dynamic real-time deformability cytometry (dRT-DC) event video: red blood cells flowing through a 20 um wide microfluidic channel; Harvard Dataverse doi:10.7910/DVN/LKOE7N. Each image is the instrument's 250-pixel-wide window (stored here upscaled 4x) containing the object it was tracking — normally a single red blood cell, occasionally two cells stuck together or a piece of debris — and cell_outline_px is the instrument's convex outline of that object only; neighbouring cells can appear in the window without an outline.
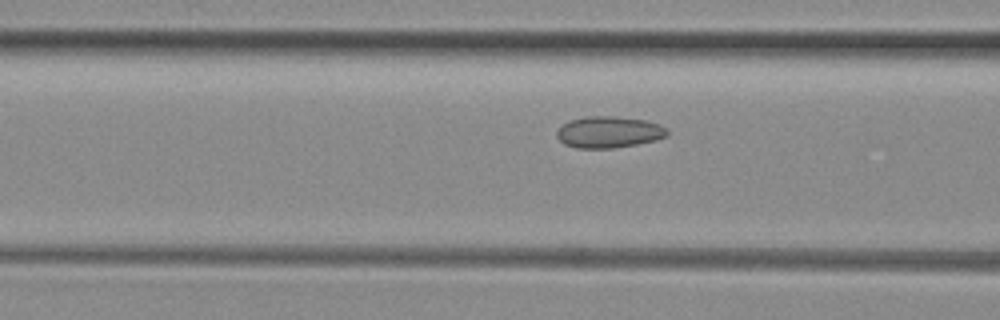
{"species": "common noctule bat (a hibernating species)", "species_latin": "Nyctalus noctula", "temperature_condition": "room temperature", "stored_images_in_passage": 18, "camera_frame_rate_fps": 3000, "um_per_image_px": 0.085, "animal": {"sex": "female", "body_mass_g": 29.2, "forearm_length_mm": 56.3}, "frame": {"image": 1, "passage_image": 16, "time_ms": 5.0, "image_size_px": [1000, 320], "cell_outline_px": [[668, 136], [656, 140], [636, 144], [612, 148], [576, 148], [564, 144], [556, 136], [556, 128], [568, 120], [588, 116], [616, 116], [644, 120], [660, 124], [668, 128]], "centroid_in_image_um": [51.73, 11.22], "position_along_channel_um": 114.9, "area_um2": 20.52}}